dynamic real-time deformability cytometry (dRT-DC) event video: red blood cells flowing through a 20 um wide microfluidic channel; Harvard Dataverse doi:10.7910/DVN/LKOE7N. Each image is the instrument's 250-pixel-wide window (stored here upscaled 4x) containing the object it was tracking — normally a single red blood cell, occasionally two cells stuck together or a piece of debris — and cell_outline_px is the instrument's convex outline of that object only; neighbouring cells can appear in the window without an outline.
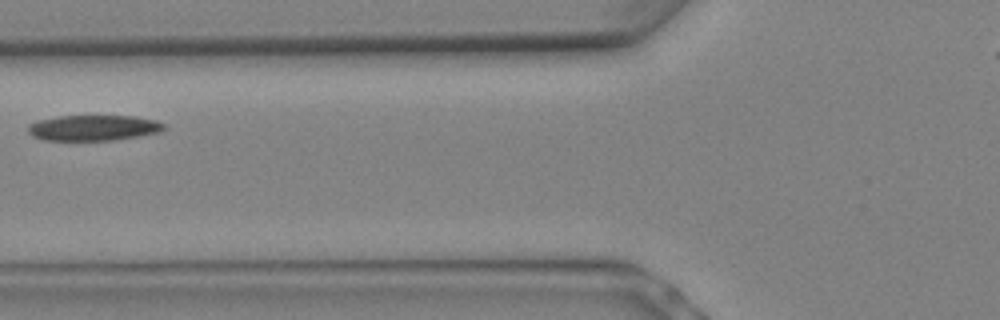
{"species": "Egyptian fruit bat (a non-hibernating species)", "species_latin": "Rousettus aegyptiacus", "temperature_condition": "warm", "stored_images_in_passage": 5, "camera_frame_rate_fps": 3000, "um_per_image_px": 0.085, "animal": {"sex": "female"}, "frame": {"image": 1, "passage_image": 3, "time_ms": 0.667, "image_size_px": [1000, 320], "cell_outline_px": [[164, 128], [160, 132], [112, 140], [44, 140], [32, 136], [28, 132], [28, 124], [40, 120], [60, 116], [136, 116], [156, 120], [164, 124]], "centroid_in_image_um": [7.93, 10.86], "position_along_channel_um": 117.9, "area_um2": 20.11}}